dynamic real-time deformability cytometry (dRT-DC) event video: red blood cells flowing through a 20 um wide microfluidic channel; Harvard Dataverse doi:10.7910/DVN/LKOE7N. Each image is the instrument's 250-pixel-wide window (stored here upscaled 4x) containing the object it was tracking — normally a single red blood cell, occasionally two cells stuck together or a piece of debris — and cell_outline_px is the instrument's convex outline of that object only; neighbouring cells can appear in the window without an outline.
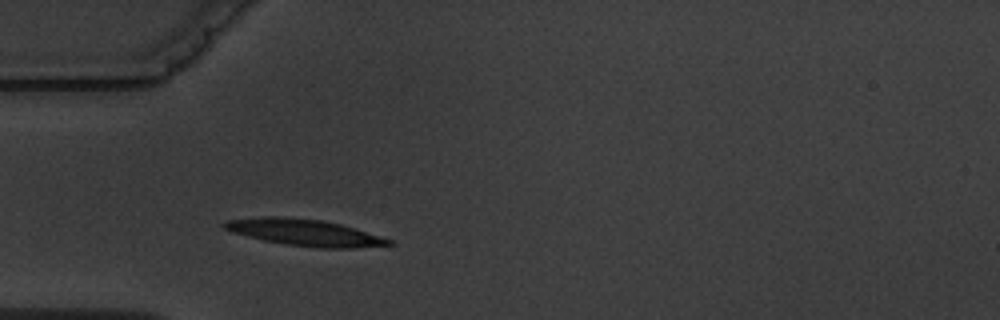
{"species": "common noctule bat (a hibernating species)", "species_latin": "Nyctalus noctula", "temperature_condition": "warm", "stored_images_in_passage": 3, "camera_frame_rate_fps": 3000, "um_per_image_px": 0.085, "animal": {"sex": "male", "body_mass_g": 19.5, "forearm_length_mm": 54.6}, "frame": {"image": 1, "passage_image": 3, "time_ms": 2.0, "image_size_px": [1000, 320], "cell_outline_px": [[396, 244], [356, 248], [320, 248], [284, 244], [264, 240], [248, 236], [224, 228], [220, 224], [228, 220], [264, 216], [280, 216], [324, 220], [340, 224], [380, 236], [392, 240]], "centroid_in_image_um": [25.92, 19.76], "position_along_channel_um": 59.1, "area_um2": 25.26}}